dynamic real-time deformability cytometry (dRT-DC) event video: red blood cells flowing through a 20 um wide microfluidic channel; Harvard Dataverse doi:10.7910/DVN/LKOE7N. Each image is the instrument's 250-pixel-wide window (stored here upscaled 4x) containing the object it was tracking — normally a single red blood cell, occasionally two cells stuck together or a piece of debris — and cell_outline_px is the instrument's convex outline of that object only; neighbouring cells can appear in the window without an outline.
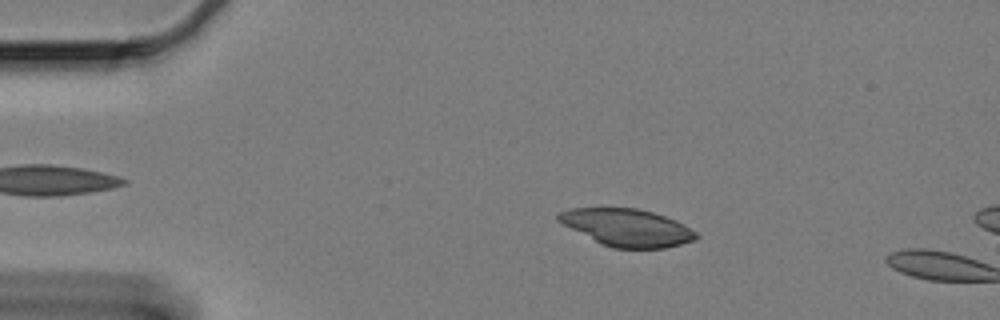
{"species": "Egyptian fruit bat (a non-hibernating species)", "species_latin": "Rousettus aegyptiacus", "temperature_condition": "cold", "stored_images_in_passage": 15, "camera_frame_rate_fps": 3000, "um_per_image_px": 0.085, "animal": {"sex": "female"}, "frame": {"image": 1, "passage_image": 11, "time_ms": 3.333, "image_size_px": [1000, 320], "cell_outline_px": [[700, 236], [696, 240], [664, 248], [612, 248], [600, 244], [556, 220], [556, 216], [560, 212], [572, 208], [636, 208], [652, 212], [676, 220], [696, 232]], "centroid_in_image_um": [53.3, 19.35], "position_along_channel_um": 31.7, "area_um2": 29.82}}